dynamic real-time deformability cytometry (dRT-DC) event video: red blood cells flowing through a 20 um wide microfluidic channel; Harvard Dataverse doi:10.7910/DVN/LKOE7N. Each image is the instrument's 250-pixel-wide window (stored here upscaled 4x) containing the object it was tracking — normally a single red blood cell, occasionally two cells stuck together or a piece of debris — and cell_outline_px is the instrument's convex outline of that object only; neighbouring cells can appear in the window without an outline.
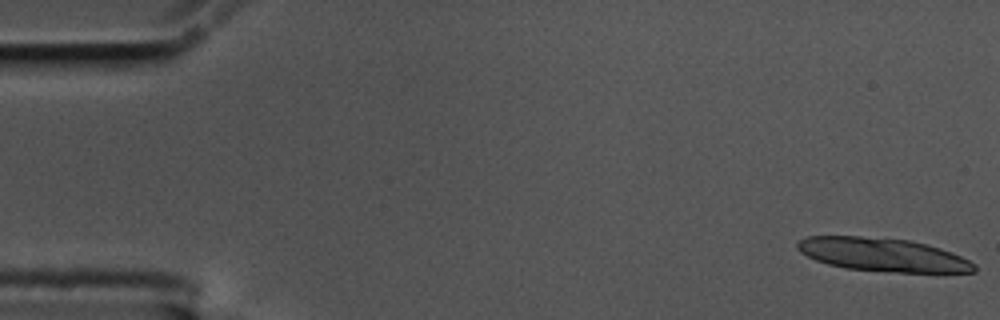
{"species": "common noctule bat (a hibernating species)", "species_latin": "Nyctalus noctula", "temperature_condition": "cold", "stored_images_in_passage": 16, "camera_frame_rate_fps": 3000, "um_per_image_px": 0.085, "animal": {"sex": "male", "body_mass_g": 17.5, "forearm_length_mm": 52.3}, "frame": {"image": 1, "passage_image": 1, "time_ms": 0.0, "image_size_px": [1000, 320], "cell_outline_px": [[976, 272], [896, 272], [844, 268], [828, 264], [816, 260], [800, 252], [796, 248], [796, 244], [800, 240], [808, 236], [860, 236], [908, 240], [940, 248], [960, 256], [976, 264]], "centroid_in_image_um": [75.01, 21.65], "position_along_channel_um": 10.0, "area_um2": 34.1}}